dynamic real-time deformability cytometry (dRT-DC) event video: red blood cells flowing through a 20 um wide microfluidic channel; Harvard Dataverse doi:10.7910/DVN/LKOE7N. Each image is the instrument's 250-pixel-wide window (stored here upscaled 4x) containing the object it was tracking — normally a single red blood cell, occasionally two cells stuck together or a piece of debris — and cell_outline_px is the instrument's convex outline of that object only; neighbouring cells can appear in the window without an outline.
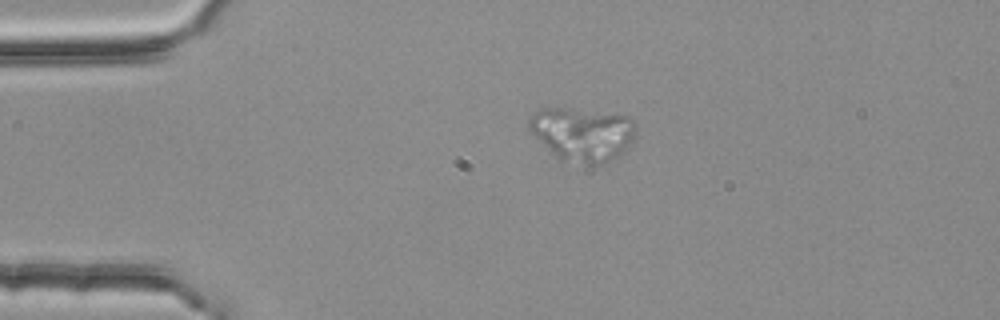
{"species": "common noctule bat (a hibernating species)", "species_latin": "Nyctalus noctula", "temperature_condition": "room temperature", "stored_images_in_passage": 2, "camera_frame_rate_fps": 3000, "um_per_image_px": 0.085, "animal": {"sex": "female", "body_mass_g": 25.1}, "frame": {"image": 1, "passage_image": 2, "time_ms": 0.333, "image_size_px": [1000, 320], "cell_outline_px": [[636, 124], [632, 140], [624, 152], [604, 164], [588, 164], [560, 160], [528, 128], [528, 120], [532, 112], [540, 108], [572, 108], [632, 116], [636, 120]], "centroid_in_image_um": [49.53, 11.37], "position_along_channel_um": 35.5, "area_um2": 33.47}}